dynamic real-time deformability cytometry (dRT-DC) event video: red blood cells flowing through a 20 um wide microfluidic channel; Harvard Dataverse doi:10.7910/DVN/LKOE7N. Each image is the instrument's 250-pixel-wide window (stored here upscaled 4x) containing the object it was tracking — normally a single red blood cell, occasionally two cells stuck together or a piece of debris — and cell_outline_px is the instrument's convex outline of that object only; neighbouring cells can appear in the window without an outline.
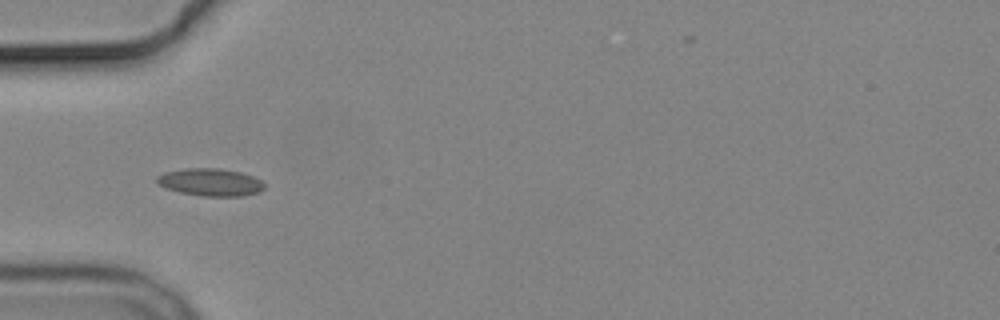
{"species": "common noctule bat (a hibernating species)", "species_latin": "Nyctalus noctula", "temperature_condition": "cold", "stored_images_in_passage": 2, "camera_frame_rate_fps": 3000, "um_per_image_px": 0.085, "animal": {"sex": "male", "body_mass_g": 19.2, "forearm_length_mm": 51.8}, "frame": {"image": 1, "passage_image": 1, "time_ms": 0.0, "image_size_px": [1000, 320], "cell_outline_px": [[264, 188], [260, 192], [240, 196], [200, 196], [180, 192], [156, 184], [156, 176], [164, 172], [184, 168], [220, 168], [240, 172], [252, 176], [260, 180], [264, 184]], "centroid_in_image_um": [17.86, 15.48], "position_along_channel_um": 67.1, "area_um2": 17.28}}
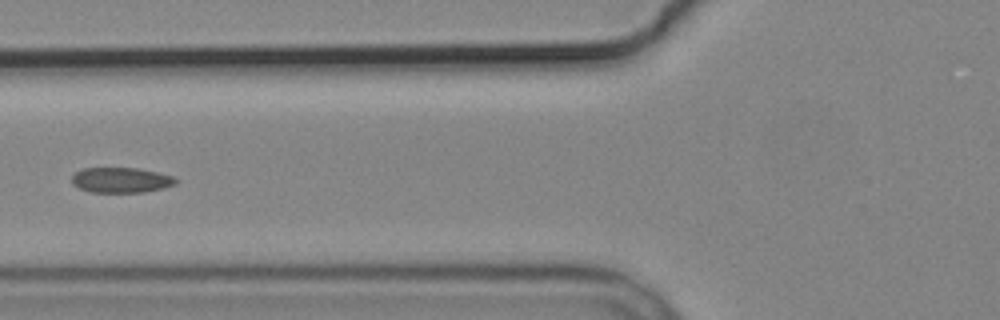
{"frame": {"image": 2, "passage_image": 2, "time_ms": 1.333, "image_size_px": [1000, 320], "cell_outline_px": [[180, 180], [176, 184], [164, 188], [144, 192], [88, 192], [72, 184], [72, 176], [76, 172], [84, 168], [136, 168], [156, 172], [172, 176]], "centroid_in_image_um": [10.3, 15.31], "position_along_channel_um": 115.5, "area_um2": 15.32}}